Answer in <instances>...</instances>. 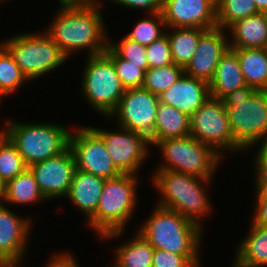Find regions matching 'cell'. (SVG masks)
<instances>
[{
	"label": "cell",
	"mask_w": 267,
	"mask_h": 267,
	"mask_svg": "<svg viewBox=\"0 0 267 267\" xmlns=\"http://www.w3.org/2000/svg\"><path fill=\"white\" fill-rule=\"evenodd\" d=\"M231 49L267 48V13H257L232 24Z\"/></svg>",
	"instance_id": "44dd1931"
},
{
	"label": "cell",
	"mask_w": 267,
	"mask_h": 267,
	"mask_svg": "<svg viewBox=\"0 0 267 267\" xmlns=\"http://www.w3.org/2000/svg\"><path fill=\"white\" fill-rule=\"evenodd\" d=\"M104 54L112 61L125 89L140 88L143 86L145 71L142 68L119 57L109 46H107Z\"/></svg>",
	"instance_id": "d6a6232c"
},
{
	"label": "cell",
	"mask_w": 267,
	"mask_h": 267,
	"mask_svg": "<svg viewBox=\"0 0 267 267\" xmlns=\"http://www.w3.org/2000/svg\"><path fill=\"white\" fill-rule=\"evenodd\" d=\"M210 97L209 83L183 73L159 98L191 117Z\"/></svg>",
	"instance_id": "ac0fdd59"
},
{
	"label": "cell",
	"mask_w": 267,
	"mask_h": 267,
	"mask_svg": "<svg viewBox=\"0 0 267 267\" xmlns=\"http://www.w3.org/2000/svg\"><path fill=\"white\" fill-rule=\"evenodd\" d=\"M100 3L62 2L47 35L69 58L74 51L88 50V56L103 54L108 46Z\"/></svg>",
	"instance_id": "6da1fadb"
},
{
	"label": "cell",
	"mask_w": 267,
	"mask_h": 267,
	"mask_svg": "<svg viewBox=\"0 0 267 267\" xmlns=\"http://www.w3.org/2000/svg\"><path fill=\"white\" fill-rule=\"evenodd\" d=\"M126 8L148 10L149 14L162 13L163 0H110Z\"/></svg>",
	"instance_id": "8d00e7d4"
},
{
	"label": "cell",
	"mask_w": 267,
	"mask_h": 267,
	"mask_svg": "<svg viewBox=\"0 0 267 267\" xmlns=\"http://www.w3.org/2000/svg\"><path fill=\"white\" fill-rule=\"evenodd\" d=\"M154 146L161 149L165 160L157 170H173L200 178L212 179L222 158L213 147L191 135L163 139Z\"/></svg>",
	"instance_id": "52a82bcc"
},
{
	"label": "cell",
	"mask_w": 267,
	"mask_h": 267,
	"mask_svg": "<svg viewBox=\"0 0 267 267\" xmlns=\"http://www.w3.org/2000/svg\"><path fill=\"white\" fill-rule=\"evenodd\" d=\"M190 135V117L173 106L159 103L154 132L149 138L150 146L167 138Z\"/></svg>",
	"instance_id": "7402d4cb"
},
{
	"label": "cell",
	"mask_w": 267,
	"mask_h": 267,
	"mask_svg": "<svg viewBox=\"0 0 267 267\" xmlns=\"http://www.w3.org/2000/svg\"><path fill=\"white\" fill-rule=\"evenodd\" d=\"M222 100L233 138L244 150L267 135V91L246 85Z\"/></svg>",
	"instance_id": "5b68a950"
},
{
	"label": "cell",
	"mask_w": 267,
	"mask_h": 267,
	"mask_svg": "<svg viewBox=\"0 0 267 267\" xmlns=\"http://www.w3.org/2000/svg\"><path fill=\"white\" fill-rule=\"evenodd\" d=\"M42 200L47 199L41 193L29 168L6 183L4 203L29 205Z\"/></svg>",
	"instance_id": "484cf974"
},
{
	"label": "cell",
	"mask_w": 267,
	"mask_h": 267,
	"mask_svg": "<svg viewBox=\"0 0 267 267\" xmlns=\"http://www.w3.org/2000/svg\"><path fill=\"white\" fill-rule=\"evenodd\" d=\"M255 191L261 197H267V173H256Z\"/></svg>",
	"instance_id": "60d3db41"
},
{
	"label": "cell",
	"mask_w": 267,
	"mask_h": 267,
	"mask_svg": "<svg viewBox=\"0 0 267 267\" xmlns=\"http://www.w3.org/2000/svg\"><path fill=\"white\" fill-rule=\"evenodd\" d=\"M47 267H79L73 255L66 252L53 256Z\"/></svg>",
	"instance_id": "ab89813d"
},
{
	"label": "cell",
	"mask_w": 267,
	"mask_h": 267,
	"mask_svg": "<svg viewBox=\"0 0 267 267\" xmlns=\"http://www.w3.org/2000/svg\"><path fill=\"white\" fill-rule=\"evenodd\" d=\"M105 178L76 169L66 197L84 213L88 221L98 207Z\"/></svg>",
	"instance_id": "d6986e66"
},
{
	"label": "cell",
	"mask_w": 267,
	"mask_h": 267,
	"mask_svg": "<svg viewBox=\"0 0 267 267\" xmlns=\"http://www.w3.org/2000/svg\"><path fill=\"white\" fill-rule=\"evenodd\" d=\"M112 267H121L120 265H118L116 262H115V265L112 266Z\"/></svg>",
	"instance_id": "7dc6e473"
},
{
	"label": "cell",
	"mask_w": 267,
	"mask_h": 267,
	"mask_svg": "<svg viewBox=\"0 0 267 267\" xmlns=\"http://www.w3.org/2000/svg\"><path fill=\"white\" fill-rule=\"evenodd\" d=\"M146 58L149 68H158L174 64L169 39L166 34L146 46Z\"/></svg>",
	"instance_id": "e575fe53"
},
{
	"label": "cell",
	"mask_w": 267,
	"mask_h": 267,
	"mask_svg": "<svg viewBox=\"0 0 267 267\" xmlns=\"http://www.w3.org/2000/svg\"><path fill=\"white\" fill-rule=\"evenodd\" d=\"M159 103V96L143 87L126 89L110 117H117L119 126L149 139L154 132Z\"/></svg>",
	"instance_id": "4fadbf2b"
},
{
	"label": "cell",
	"mask_w": 267,
	"mask_h": 267,
	"mask_svg": "<svg viewBox=\"0 0 267 267\" xmlns=\"http://www.w3.org/2000/svg\"><path fill=\"white\" fill-rule=\"evenodd\" d=\"M136 177L121 174L104 182L96 213L87 221L102 239L110 240L124 233L137 204Z\"/></svg>",
	"instance_id": "277c9868"
},
{
	"label": "cell",
	"mask_w": 267,
	"mask_h": 267,
	"mask_svg": "<svg viewBox=\"0 0 267 267\" xmlns=\"http://www.w3.org/2000/svg\"><path fill=\"white\" fill-rule=\"evenodd\" d=\"M32 222L0 206V259L7 266H18L27 251Z\"/></svg>",
	"instance_id": "e0dca14e"
},
{
	"label": "cell",
	"mask_w": 267,
	"mask_h": 267,
	"mask_svg": "<svg viewBox=\"0 0 267 267\" xmlns=\"http://www.w3.org/2000/svg\"><path fill=\"white\" fill-rule=\"evenodd\" d=\"M237 54L229 48L221 57L209 82L210 96L223 99L237 88L246 86Z\"/></svg>",
	"instance_id": "ffe728a7"
},
{
	"label": "cell",
	"mask_w": 267,
	"mask_h": 267,
	"mask_svg": "<svg viewBox=\"0 0 267 267\" xmlns=\"http://www.w3.org/2000/svg\"><path fill=\"white\" fill-rule=\"evenodd\" d=\"M87 58L81 90L95 111L110 117L126 89L112 61L104 53Z\"/></svg>",
	"instance_id": "9c48e42d"
},
{
	"label": "cell",
	"mask_w": 267,
	"mask_h": 267,
	"mask_svg": "<svg viewBox=\"0 0 267 267\" xmlns=\"http://www.w3.org/2000/svg\"><path fill=\"white\" fill-rule=\"evenodd\" d=\"M261 147L255 156L256 173H267V135L261 139Z\"/></svg>",
	"instance_id": "f35d334b"
},
{
	"label": "cell",
	"mask_w": 267,
	"mask_h": 267,
	"mask_svg": "<svg viewBox=\"0 0 267 267\" xmlns=\"http://www.w3.org/2000/svg\"><path fill=\"white\" fill-rule=\"evenodd\" d=\"M255 203L256 208L254 209V218H252V225L261 226L267 225V197H261L256 194Z\"/></svg>",
	"instance_id": "74e56055"
},
{
	"label": "cell",
	"mask_w": 267,
	"mask_h": 267,
	"mask_svg": "<svg viewBox=\"0 0 267 267\" xmlns=\"http://www.w3.org/2000/svg\"><path fill=\"white\" fill-rule=\"evenodd\" d=\"M108 41V46L121 58L126 61L132 62L134 65H138L144 71L149 68L146 58V47L140 43L135 42L127 38L126 36L121 42L116 43Z\"/></svg>",
	"instance_id": "836d02e7"
},
{
	"label": "cell",
	"mask_w": 267,
	"mask_h": 267,
	"mask_svg": "<svg viewBox=\"0 0 267 267\" xmlns=\"http://www.w3.org/2000/svg\"><path fill=\"white\" fill-rule=\"evenodd\" d=\"M1 44L13 56L27 80L42 77L67 60L60 47L45 32L23 33Z\"/></svg>",
	"instance_id": "ba28073f"
},
{
	"label": "cell",
	"mask_w": 267,
	"mask_h": 267,
	"mask_svg": "<svg viewBox=\"0 0 267 267\" xmlns=\"http://www.w3.org/2000/svg\"><path fill=\"white\" fill-rule=\"evenodd\" d=\"M27 81L10 52L0 43V88L9 96Z\"/></svg>",
	"instance_id": "4dcf8cb0"
},
{
	"label": "cell",
	"mask_w": 267,
	"mask_h": 267,
	"mask_svg": "<svg viewBox=\"0 0 267 267\" xmlns=\"http://www.w3.org/2000/svg\"><path fill=\"white\" fill-rule=\"evenodd\" d=\"M28 168L17 148L0 131V177L7 183Z\"/></svg>",
	"instance_id": "f546056e"
},
{
	"label": "cell",
	"mask_w": 267,
	"mask_h": 267,
	"mask_svg": "<svg viewBox=\"0 0 267 267\" xmlns=\"http://www.w3.org/2000/svg\"><path fill=\"white\" fill-rule=\"evenodd\" d=\"M149 15L152 17H146L142 20L139 19L133 31L126 36L130 40L138 42L145 47L164 36L165 33L161 29L167 28L162 13Z\"/></svg>",
	"instance_id": "1f68e13d"
},
{
	"label": "cell",
	"mask_w": 267,
	"mask_h": 267,
	"mask_svg": "<svg viewBox=\"0 0 267 267\" xmlns=\"http://www.w3.org/2000/svg\"><path fill=\"white\" fill-rule=\"evenodd\" d=\"M190 135L199 142L222 151H240L243 148L234 140L228 114L222 99L208 100L190 117ZM221 150V151H220Z\"/></svg>",
	"instance_id": "30bf717a"
},
{
	"label": "cell",
	"mask_w": 267,
	"mask_h": 267,
	"mask_svg": "<svg viewBox=\"0 0 267 267\" xmlns=\"http://www.w3.org/2000/svg\"><path fill=\"white\" fill-rule=\"evenodd\" d=\"M91 128L103 139L113 164L122 174L137 175L148 153L149 139L143 134L119 127V132Z\"/></svg>",
	"instance_id": "7c38bea8"
},
{
	"label": "cell",
	"mask_w": 267,
	"mask_h": 267,
	"mask_svg": "<svg viewBox=\"0 0 267 267\" xmlns=\"http://www.w3.org/2000/svg\"><path fill=\"white\" fill-rule=\"evenodd\" d=\"M100 3L99 0H59V2Z\"/></svg>",
	"instance_id": "ee69618b"
},
{
	"label": "cell",
	"mask_w": 267,
	"mask_h": 267,
	"mask_svg": "<svg viewBox=\"0 0 267 267\" xmlns=\"http://www.w3.org/2000/svg\"><path fill=\"white\" fill-rule=\"evenodd\" d=\"M152 179L163 197L158 206L176 211L202 228L200 217H205L212 207L207 189L201 184H209L210 179L173 170H156Z\"/></svg>",
	"instance_id": "3957f363"
},
{
	"label": "cell",
	"mask_w": 267,
	"mask_h": 267,
	"mask_svg": "<svg viewBox=\"0 0 267 267\" xmlns=\"http://www.w3.org/2000/svg\"><path fill=\"white\" fill-rule=\"evenodd\" d=\"M3 95H4V96H7V95L3 92V90L0 88V100L2 99Z\"/></svg>",
	"instance_id": "f6af8a7d"
},
{
	"label": "cell",
	"mask_w": 267,
	"mask_h": 267,
	"mask_svg": "<svg viewBox=\"0 0 267 267\" xmlns=\"http://www.w3.org/2000/svg\"><path fill=\"white\" fill-rule=\"evenodd\" d=\"M115 250V262L121 267H152L155 249L139 232L130 243H125Z\"/></svg>",
	"instance_id": "4316f807"
},
{
	"label": "cell",
	"mask_w": 267,
	"mask_h": 267,
	"mask_svg": "<svg viewBox=\"0 0 267 267\" xmlns=\"http://www.w3.org/2000/svg\"><path fill=\"white\" fill-rule=\"evenodd\" d=\"M217 27L228 29L232 24L259 13L254 0H216Z\"/></svg>",
	"instance_id": "83f0119b"
},
{
	"label": "cell",
	"mask_w": 267,
	"mask_h": 267,
	"mask_svg": "<svg viewBox=\"0 0 267 267\" xmlns=\"http://www.w3.org/2000/svg\"><path fill=\"white\" fill-rule=\"evenodd\" d=\"M223 31L224 29L216 27L207 30L200 37L193 58L184 68L185 74L208 83L211 81L220 57L230 48L229 38Z\"/></svg>",
	"instance_id": "2e32d148"
},
{
	"label": "cell",
	"mask_w": 267,
	"mask_h": 267,
	"mask_svg": "<svg viewBox=\"0 0 267 267\" xmlns=\"http://www.w3.org/2000/svg\"><path fill=\"white\" fill-rule=\"evenodd\" d=\"M155 208L137 232L154 249L187 256L199 267L198 250L202 240V228L176 211L158 205Z\"/></svg>",
	"instance_id": "7a4b0ae2"
},
{
	"label": "cell",
	"mask_w": 267,
	"mask_h": 267,
	"mask_svg": "<svg viewBox=\"0 0 267 267\" xmlns=\"http://www.w3.org/2000/svg\"><path fill=\"white\" fill-rule=\"evenodd\" d=\"M152 267H197L187 256L155 249Z\"/></svg>",
	"instance_id": "d590c367"
},
{
	"label": "cell",
	"mask_w": 267,
	"mask_h": 267,
	"mask_svg": "<svg viewBox=\"0 0 267 267\" xmlns=\"http://www.w3.org/2000/svg\"><path fill=\"white\" fill-rule=\"evenodd\" d=\"M257 9L261 13H267V0H254Z\"/></svg>",
	"instance_id": "b9f144b4"
},
{
	"label": "cell",
	"mask_w": 267,
	"mask_h": 267,
	"mask_svg": "<svg viewBox=\"0 0 267 267\" xmlns=\"http://www.w3.org/2000/svg\"><path fill=\"white\" fill-rule=\"evenodd\" d=\"M216 0H163L162 15L169 28L195 27L205 30L217 27Z\"/></svg>",
	"instance_id": "9a60e30c"
},
{
	"label": "cell",
	"mask_w": 267,
	"mask_h": 267,
	"mask_svg": "<svg viewBox=\"0 0 267 267\" xmlns=\"http://www.w3.org/2000/svg\"><path fill=\"white\" fill-rule=\"evenodd\" d=\"M1 130L17 148L26 165L44 161L63 153L69 147L70 131L57 124H26L7 121Z\"/></svg>",
	"instance_id": "8992f818"
},
{
	"label": "cell",
	"mask_w": 267,
	"mask_h": 267,
	"mask_svg": "<svg viewBox=\"0 0 267 267\" xmlns=\"http://www.w3.org/2000/svg\"><path fill=\"white\" fill-rule=\"evenodd\" d=\"M5 192H6V182L0 177V206L4 204Z\"/></svg>",
	"instance_id": "7bdbcfd3"
},
{
	"label": "cell",
	"mask_w": 267,
	"mask_h": 267,
	"mask_svg": "<svg viewBox=\"0 0 267 267\" xmlns=\"http://www.w3.org/2000/svg\"><path fill=\"white\" fill-rule=\"evenodd\" d=\"M0 267H7V265L0 259Z\"/></svg>",
	"instance_id": "bcb514c9"
},
{
	"label": "cell",
	"mask_w": 267,
	"mask_h": 267,
	"mask_svg": "<svg viewBox=\"0 0 267 267\" xmlns=\"http://www.w3.org/2000/svg\"><path fill=\"white\" fill-rule=\"evenodd\" d=\"M247 86L267 91V48L232 49Z\"/></svg>",
	"instance_id": "cb8c5ba5"
},
{
	"label": "cell",
	"mask_w": 267,
	"mask_h": 267,
	"mask_svg": "<svg viewBox=\"0 0 267 267\" xmlns=\"http://www.w3.org/2000/svg\"><path fill=\"white\" fill-rule=\"evenodd\" d=\"M29 169L34 174L41 193L49 201L54 197L67 196L76 163L72 150L68 147L63 153L35 163Z\"/></svg>",
	"instance_id": "5bb4252c"
},
{
	"label": "cell",
	"mask_w": 267,
	"mask_h": 267,
	"mask_svg": "<svg viewBox=\"0 0 267 267\" xmlns=\"http://www.w3.org/2000/svg\"><path fill=\"white\" fill-rule=\"evenodd\" d=\"M69 148L75 158L76 169L105 179L122 173L113 164L103 139L90 127H81L69 136Z\"/></svg>",
	"instance_id": "8fae6325"
},
{
	"label": "cell",
	"mask_w": 267,
	"mask_h": 267,
	"mask_svg": "<svg viewBox=\"0 0 267 267\" xmlns=\"http://www.w3.org/2000/svg\"><path fill=\"white\" fill-rule=\"evenodd\" d=\"M171 30V33L164 31L169 39L172 60L175 65L185 68L195 54L200 37L207 30L195 27L170 28Z\"/></svg>",
	"instance_id": "d4e9b609"
},
{
	"label": "cell",
	"mask_w": 267,
	"mask_h": 267,
	"mask_svg": "<svg viewBox=\"0 0 267 267\" xmlns=\"http://www.w3.org/2000/svg\"><path fill=\"white\" fill-rule=\"evenodd\" d=\"M232 267L267 265V225H251L249 236L239 244Z\"/></svg>",
	"instance_id": "603a6c76"
},
{
	"label": "cell",
	"mask_w": 267,
	"mask_h": 267,
	"mask_svg": "<svg viewBox=\"0 0 267 267\" xmlns=\"http://www.w3.org/2000/svg\"><path fill=\"white\" fill-rule=\"evenodd\" d=\"M184 73V68L175 64L158 68H148L145 71L143 88L154 95L160 96L168 90Z\"/></svg>",
	"instance_id": "f1b7e54d"
}]
</instances>
